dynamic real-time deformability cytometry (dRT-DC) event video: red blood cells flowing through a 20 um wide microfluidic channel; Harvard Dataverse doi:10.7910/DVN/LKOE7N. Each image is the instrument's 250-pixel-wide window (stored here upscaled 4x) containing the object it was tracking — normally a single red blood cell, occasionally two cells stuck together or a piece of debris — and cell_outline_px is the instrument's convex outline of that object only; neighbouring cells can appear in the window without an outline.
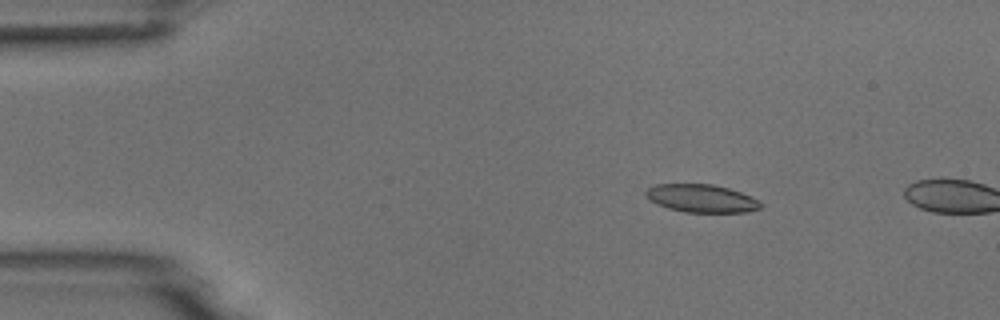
{"species": "common noctule bat (a hibernating species)", "species_latin": "Nyctalus noctula", "temperature_condition": "room temperature", "stored_images_in_passage": 2, "camera_frame_rate_fps": 3000, "um_per_image_px": 0.085, "animal": {"sex": "male", "body_mass_g": 18.8}, "frame": {"image": 1, "passage_image": 1, "time_ms": 0.0, "image_size_px": [1000, 320], "cell_outline_px": [[764, 204], [760, 208], [748, 212], [684, 212], [668, 208], [656, 204], [644, 196], [644, 192], [652, 184], [712, 184], [728, 188], [752, 196], [760, 200]], "centroid_in_image_um": [59.62, 16.86], "position_along_channel_um": 25.4, "area_um2": 18.96}}